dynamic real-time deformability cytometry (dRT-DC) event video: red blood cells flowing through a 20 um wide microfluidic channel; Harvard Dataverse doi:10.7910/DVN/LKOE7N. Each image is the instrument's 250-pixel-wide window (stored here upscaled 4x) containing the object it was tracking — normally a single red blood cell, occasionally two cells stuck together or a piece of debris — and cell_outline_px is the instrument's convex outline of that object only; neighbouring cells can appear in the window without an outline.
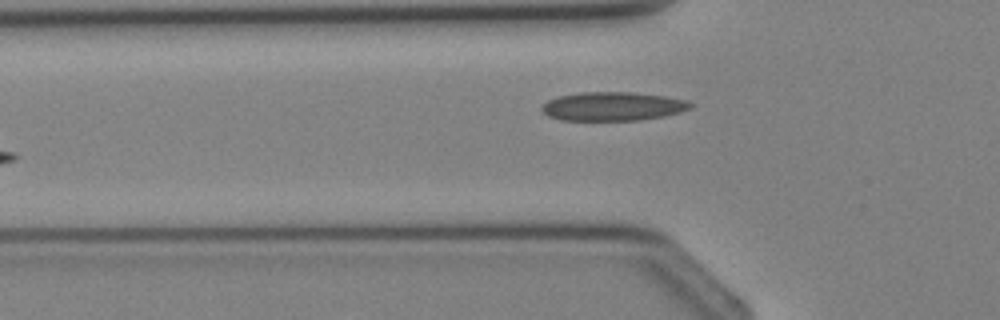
{"species": "Egyptian fruit bat (a non-hibernating species)", "species_latin": "Rousettus aegyptiacus", "temperature_condition": "cold", "stored_images_in_passage": 5, "camera_frame_rate_fps": 3000, "um_per_image_px": 0.085, "animal": {"sex": "female"}, "frame": {"image": 1, "passage_image": 5, "time_ms": 4.667, "image_size_px": [1000, 320], "cell_outline_px": [[692, 108], [680, 112], [664, 116], [640, 120], [560, 120], [548, 116], [540, 108], [548, 100], [560, 96], [580, 92], [632, 92], [668, 96], [684, 100], [692, 104]], "centroid_in_image_um": [52.1, 9.04], "position_along_channel_um": 73.7, "area_um2": 24.91}}